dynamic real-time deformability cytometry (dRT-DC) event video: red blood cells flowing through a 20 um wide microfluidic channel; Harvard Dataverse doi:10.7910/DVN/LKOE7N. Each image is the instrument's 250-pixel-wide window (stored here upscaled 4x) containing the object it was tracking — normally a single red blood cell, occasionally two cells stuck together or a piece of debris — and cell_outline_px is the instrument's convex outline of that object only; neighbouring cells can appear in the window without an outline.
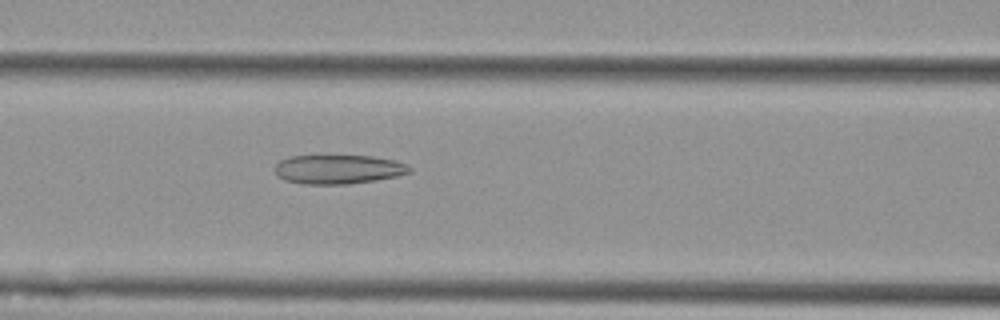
{"species": "Egyptian fruit bat (a non-hibernating species)", "species_latin": "Rousettus aegyptiacus", "temperature_condition": "cold", "stored_images_in_passage": 56, "camera_frame_rate_fps": 3000, "um_per_image_px": 0.085, "animal": {"sex": "female"}, "frame": {"image": 1, "passage_image": 24, "time_ms": 7.667, "image_size_px": [1000, 320], "cell_outline_px": [[412, 172], [396, 176], [376, 180], [348, 184], [304, 184], [284, 180], [276, 172], [276, 164], [280, 160], [288, 156], [372, 156], [396, 160], [408, 164], [412, 168]], "centroid_in_image_um": [28.8, 14.39], "position_along_channel_um": 137.8, "area_um2": 22.89}}
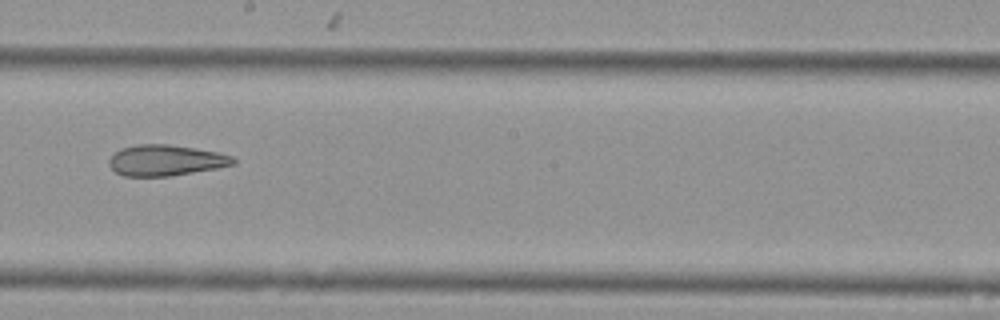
{"frame": {"image": 2, "passage_image": 32, "time_ms": 10.333, "image_size_px": [1000, 320], "cell_outline_px": [[236, 164], [216, 168], [168, 176], [124, 176], [116, 172], [108, 164], [108, 160], [120, 148], [136, 144], [168, 144], [216, 152], [232, 156], [236, 160]], "centroid_in_image_um": [14.06, 13.62], "position_along_channel_um": 234.1, "area_um2": 22.14}}
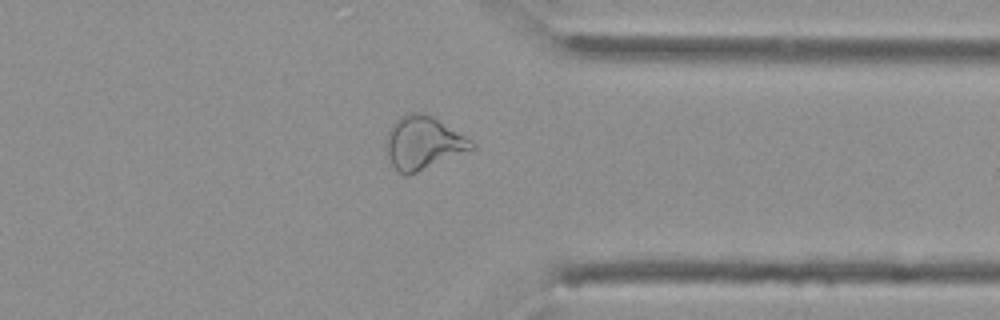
{"frame": {"image": 3, "passage_image": 44, "time_ms": 14.333, "image_size_px": [1000, 320], "cell_outline_px": [[476, 148], [408, 176], [404, 176], [396, 172], [388, 156], [388, 132], [392, 124], [400, 116], [408, 112], [424, 112], [432, 116], [472, 140], [476, 144]], "centroid_in_image_um": [35.99, 12.15], "position_along_channel_um": 375.4, "area_um2": 26.36}, "authors_computed_cell_mechanics": {"area_um2": 28.6399, "velocity_mm_per_s": 3.6298, "shape_relaxation_time_tau1_ms": null, "shape_relaxation_time_tau2_ms": 4.7785, "deformation_change_tau1": null, "deformation_change_tau2": 0.1442}}